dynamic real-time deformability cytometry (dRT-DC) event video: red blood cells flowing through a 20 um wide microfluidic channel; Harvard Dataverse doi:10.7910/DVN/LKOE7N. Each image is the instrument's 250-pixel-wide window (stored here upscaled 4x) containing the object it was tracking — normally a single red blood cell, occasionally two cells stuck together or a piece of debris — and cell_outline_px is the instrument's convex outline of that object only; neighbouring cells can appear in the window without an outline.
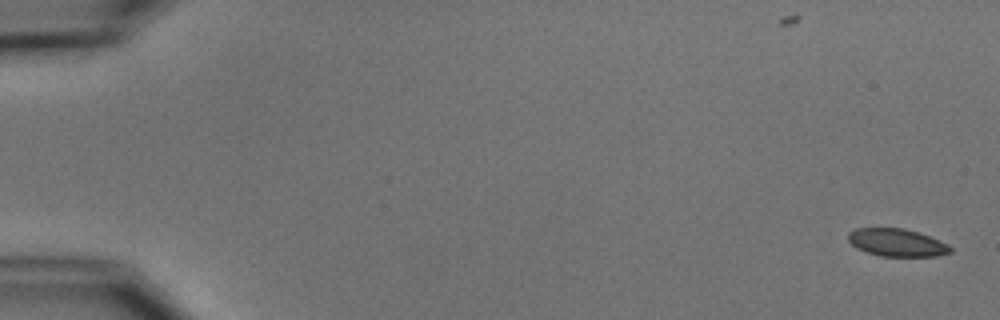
{"species": "common noctule bat (a hibernating species)", "species_latin": "Nyctalus noctula", "temperature_condition": "cold", "stored_images_in_passage": 10, "camera_frame_rate_fps": 3000, "um_per_image_px": 0.085, "animal": {"sex": "male", "body_mass_g": 15.6}, "frame": {"image": 1, "passage_image": 1, "time_ms": 0.0, "image_size_px": [1000, 320], "cell_outline_px": [[952, 252], [936, 256], [880, 256], [856, 248], [848, 240], [848, 232], [856, 228], [904, 228], [928, 236], [948, 244], [952, 248]], "centroid_in_image_um": [76.22, 20.62], "position_along_channel_um": 8.8, "area_um2": 16.36}}
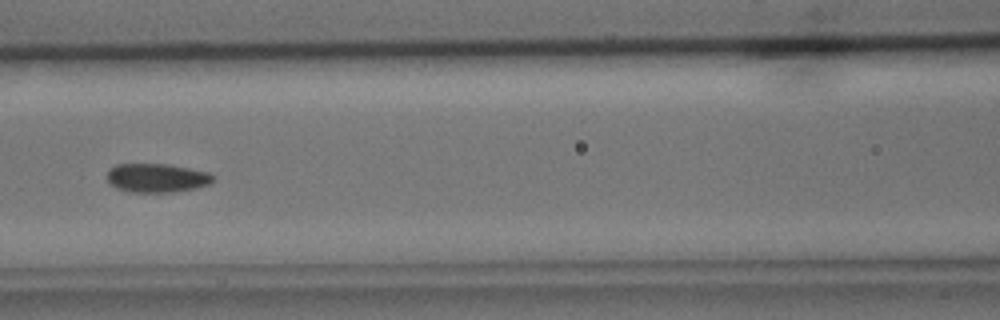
{"frame": {"image": 2, "passage_image": 7, "time_ms": 8.0, "image_size_px": [1000, 320], "cell_outline_px": [[216, 176], [208, 184], [196, 188], [172, 192], [132, 192], [116, 188], [108, 184], [108, 168], [116, 164], [168, 164], [208, 172]], "centroid_in_image_um": [13.3, 15.12], "position_along_channel_um": 153.3, "area_um2": 17.86}}
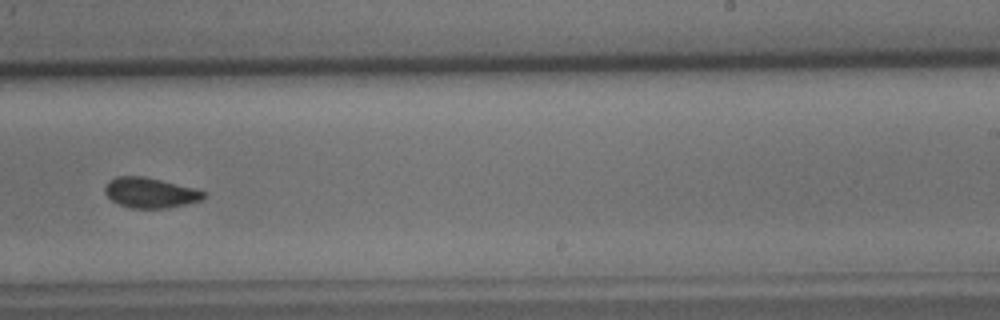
{"frame": {"image": 3, "passage_image": 10, "time_ms": 11.333, "image_size_px": [1000, 320], "cell_outline_px": [[208, 196], [200, 200], [184, 204], [164, 208], [128, 208], [112, 200], [104, 192], [104, 184], [108, 180], [116, 176], [144, 176], [208, 192]], "centroid_in_image_um": [12.73, 16.37], "position_along_channel_um": 276.3, "area_um2": 17.34}}